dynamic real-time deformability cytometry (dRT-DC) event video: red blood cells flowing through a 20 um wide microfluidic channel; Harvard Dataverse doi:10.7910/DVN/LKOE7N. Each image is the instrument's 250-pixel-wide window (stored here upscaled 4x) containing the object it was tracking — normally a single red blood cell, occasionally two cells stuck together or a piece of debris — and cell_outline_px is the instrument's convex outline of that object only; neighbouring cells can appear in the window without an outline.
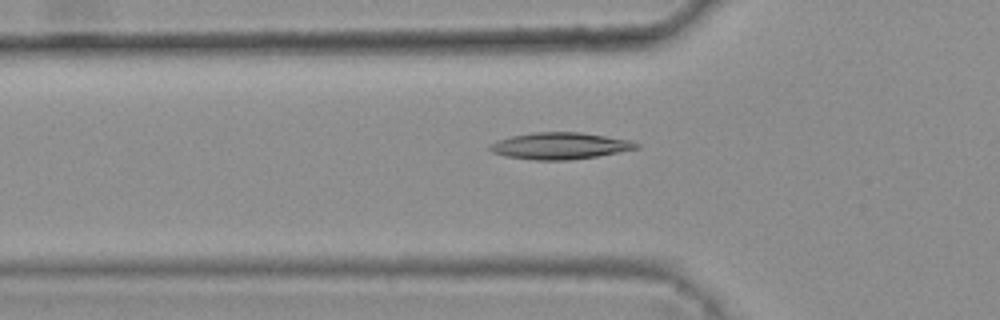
{"species": "common noctule bat (a hibernating species)", "species_latin": "Nyctalus noctula", "temperature_condition": "warm", "stored_images_in_passage": 47, "camera_frame_rate_fps": 3000, "um_per_image_px": 0.085, "animal": {"sex": "female", "body_mass_g": 25.1}, "frame": {"image": 1, "passage_image": 17, "time_ms": 5.333, "image_size_px": [1000, 320], "cell_outline_px": [[640, 148], [596, 156], [568, 160], [536, 160], [504, 156], [492, 152], [488, 148], [488, 144], [496, 140], [512, 136], [536, 132], [580, 132], [632, 140], [640, 144]], "centroid_in_image_um": [47.58, 12.39], "position_along_channel_um": 78.2, "area_um2": 22.83}}
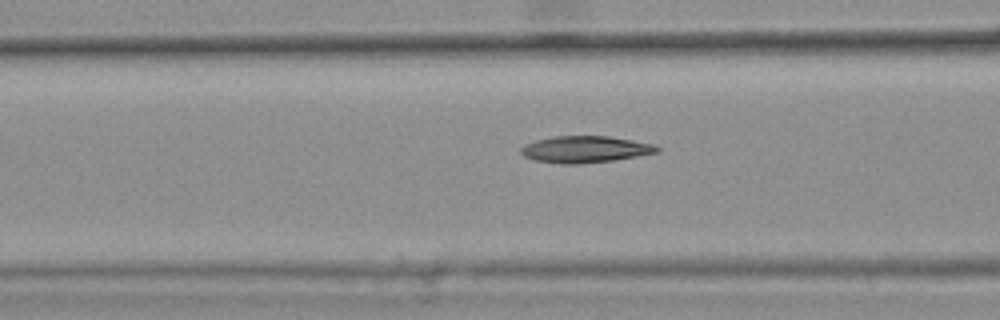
{"frame": {"image": 2, "passage_image": 20, "time_ms": 6.333, "image_size_px": [1000, 320], "cell_outline_px": [[660, 152], [612, 160], [580, 164], [560, 164], [532, 160], [524, 156], [520, 152], [520, 148], [524, 144], [536, 140], [552, 136], [608, 136], [632, 140], [652, 144], [660, 148]], "centroid_in_image_um": [49.68, 12.69], "position_along_channel_um": 116.9, "area_um2": 21.21}}
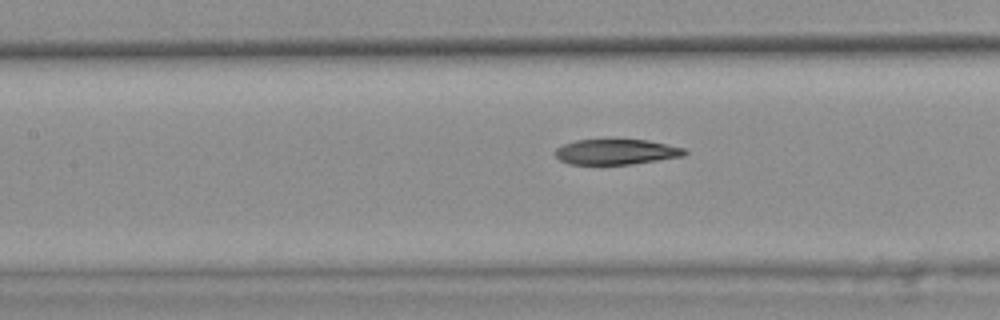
{"frame": {"image": 3, "passage_image": 23, "time_ms": 7.333, "image_size_px": [1000, 320], "cell_outline_px": [[688, 152], [684, 156], [632, 164], [568, 164], [560, 160], [552, 152], [556, 148], [564, 144], [576, 140], [648, 140], [684, 148]], "centroid_in_image_um": [52.36, 12.91], "position_along_channel_um": 155.0, "area_um2": 19.07}, "authors_computed_cell_mechanics": {"area_um2": 20.9814, "velocity_mm_per_s": 3.817, "shape_relaxation_time_tau1_ms": null, "shape_relaxation_time_tau2_ms": 6.2835, "deformation_change_tau1": null, "deformation_change_tau2": 0.1374}}